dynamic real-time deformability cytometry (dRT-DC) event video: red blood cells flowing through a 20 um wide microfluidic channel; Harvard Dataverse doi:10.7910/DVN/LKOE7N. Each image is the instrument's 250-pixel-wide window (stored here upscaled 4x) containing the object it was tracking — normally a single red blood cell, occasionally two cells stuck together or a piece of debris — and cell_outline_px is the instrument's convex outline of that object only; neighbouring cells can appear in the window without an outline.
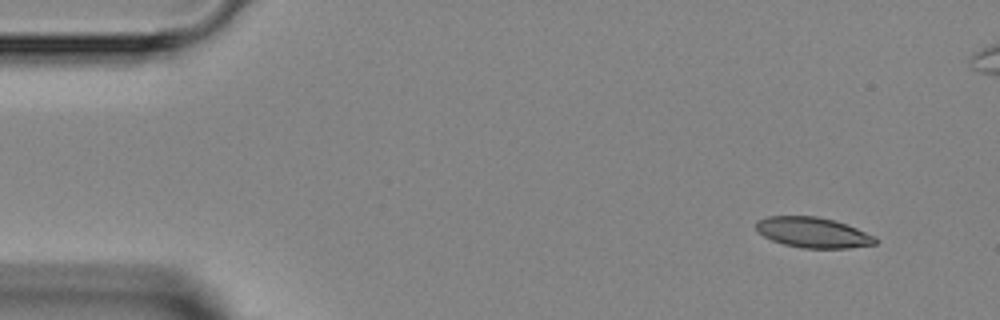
{"species": "Egyptian fruit bat (a non-hibernating species)", "species_latin": "Rousettus aegyptiacus", "temperature_condition": "room temperature", "stored_images_in_passage": 4, "camera_frame_rate_fps": 3000, "um_per_image_px": 0.085, "animal": {"sex": "female"}, "frame": {"image": 1, "passage_image": 1, "time_ms": 0.0, "image_size_px": [1000, 320], "cell_outline_px": [[880, 240], [876, 244], [848, 248], [804, 248], [784, 244], [772, 240], [764, 236], [756, 228], [756, 220], [768, 216], [816, 216], [832, 220], [856, 228], [876, 236]], "centroid_in_image_um": [69.13, 19.76], "position_along_channel_um": 15.9, "area_um2": 21.04}}